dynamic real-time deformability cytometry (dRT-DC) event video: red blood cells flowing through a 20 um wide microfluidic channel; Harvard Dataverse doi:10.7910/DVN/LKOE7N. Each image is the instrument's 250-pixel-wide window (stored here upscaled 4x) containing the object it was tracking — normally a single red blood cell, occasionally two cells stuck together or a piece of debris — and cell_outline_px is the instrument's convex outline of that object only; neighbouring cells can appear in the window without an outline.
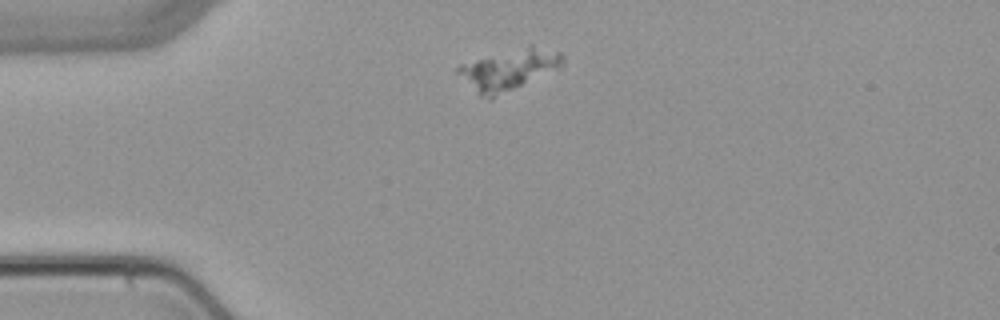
{"species": "common noctule bat (a hibernating species)", "species_latin": "Nyctalus noctula", "temperature_condition": "warm", "stored_images_in_passage": 1, "camera_frame_rate_fps": 3000, "um_per_image_px": 0.085, "animal": {"sex": "female", "body_mass_g": 22.7, "forearm_length_mm": 54.2}, "frame": {"image": 1, "passage_image": 1, "time_ms": 0.0, "image_size_px": [1000, 320], "cell_outline_px": [[564, 64], [560, 68], [492, 100], [488, 100], [480, 96], [456, 72], [456, 68], [460, 64], [528, 44], [532, 44], [560, 52], [564, 56]], "centroid_in_image_um": [43.29, 5.92], "position_along_channel_um": 41.7, "area_um2": 25.32}}